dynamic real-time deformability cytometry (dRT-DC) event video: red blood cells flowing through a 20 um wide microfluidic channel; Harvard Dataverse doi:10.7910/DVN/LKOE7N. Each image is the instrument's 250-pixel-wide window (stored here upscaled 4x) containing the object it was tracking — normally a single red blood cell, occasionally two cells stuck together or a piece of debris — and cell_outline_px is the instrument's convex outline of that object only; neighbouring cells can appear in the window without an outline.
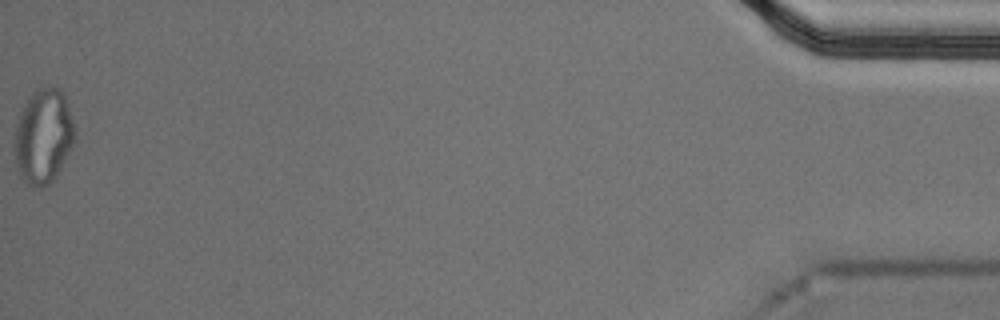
{"species": "Egyptian fruit bat (a non-hibernating species)", "species_latin": "Rousettus aegyptiacus", "temperature_condition": "cold", "stored_images_in_passage": 50, "segment_of_instrument_passage": [2, 2], "camera_frame_rate_fps": 3000, "um_per_image_px": 0.085, "animal": {"sex": "male"}, "frame": {"image": 1, "passage_image": 50, "time_ms": 16.333, "image_size_px": [1000, 320], "cell_outline_px": [[76, 136], [56, 176], [48, 184], [40, 188], [32, 188], [20, 176], [16, 168], [12, 148], [16, 124], [20, 112], [28, 96], [36, 88], [48, 84], [60, 88], [68, 104], [76, 128]], "centroid_in_image_um": [3.65, 11.55], "position_along_channel_um": 431.5, "area_um2": 34.04}}